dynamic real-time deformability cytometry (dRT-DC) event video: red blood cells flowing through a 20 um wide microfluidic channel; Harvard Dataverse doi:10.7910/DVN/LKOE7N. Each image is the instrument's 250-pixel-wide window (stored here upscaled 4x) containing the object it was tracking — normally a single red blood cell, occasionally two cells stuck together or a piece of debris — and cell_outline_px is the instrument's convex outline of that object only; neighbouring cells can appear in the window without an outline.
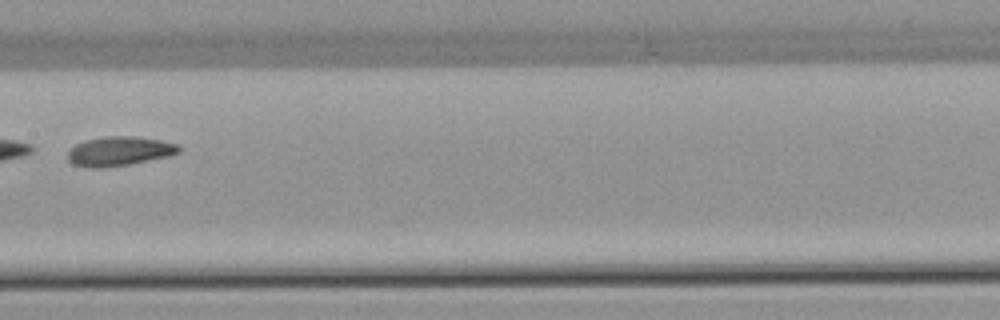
{"species": "common noctule bat (a hibernating species)", "species_latin": "Nyctalus noctula", "temperature_condition": "warm", "stored_images_in_passage": 7, "camera_frame_rate_fps": 3000, "um_per_image_px": 0.085, "animal": {"sex": "female", "body_mass_g": 22.7, "forearm_length_mm": 54.2}, "frame": {"image": 1, "passage_image": 7, "time_ms": 8.0, "image_size_px": [1000, 320], "cell_outline_px": [[184, 148], [180, 152], [168, 156], [128, 164], [104, 168], [88, 168], [72, 164], [68, 160], [68, 152], [76, 144], [84, 140], [104, 136], [136, 136], [160, 140], [180, 144]], "centroid_in_image_um": [10.16, 12.84], "position_along_channel_um": 197.2, "area_um2": 19.19}}